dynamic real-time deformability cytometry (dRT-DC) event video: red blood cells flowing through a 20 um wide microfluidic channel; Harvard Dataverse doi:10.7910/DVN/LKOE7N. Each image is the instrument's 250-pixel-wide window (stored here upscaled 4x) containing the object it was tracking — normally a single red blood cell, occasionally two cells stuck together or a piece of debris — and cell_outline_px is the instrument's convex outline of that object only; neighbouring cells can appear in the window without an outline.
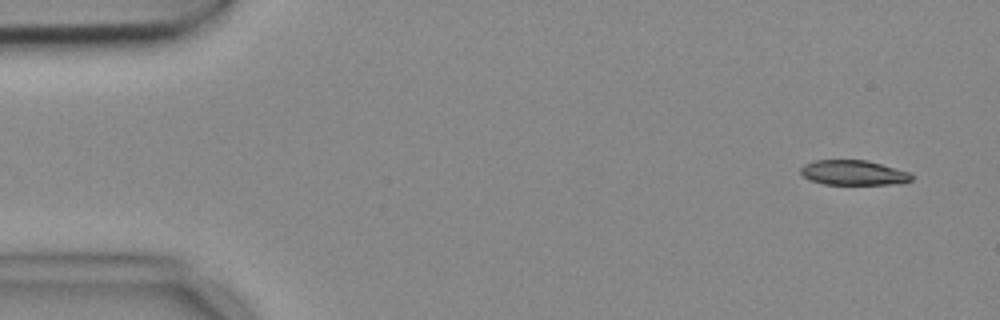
{"species": "common noctule bat (a hibernating species)", "species_latin": "Nyctalus noctula", "temperature_condition": "cold", "stored_images_in_passage": 4, "camera_frame_rate_fps": 3000, "um_per_image_px": 0.085, "animal": {"sex": "female", "body_mass_g": 18.4}, "frame": {"image": 1, "passage_image": 1, "time_ms": 0.0, "image_size_px": [1000, 320], "cell_outline_px": [[912, 180], [904, 184], [824, 184], [812, 180], [804, 176], [800, 172], [800, 168], [804, 164], [816, 160], [868, 160], [908, 172], [912, 176]], "centroid_in_image_um": [72.56, 14.68], "position_along_channel_um": 12.4, "area_um2": 16.01}}
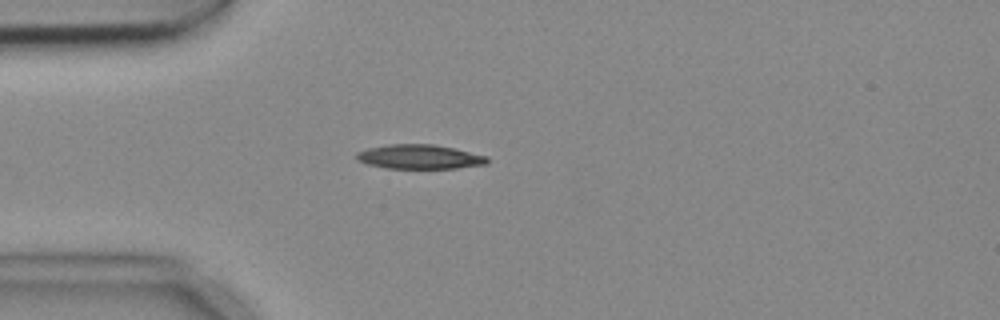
{"frame": {"image": 2, "passage_image": 4, "time_ms": 1.0, "image_size_px": [1000, 320], "cell_outline_px": [[488, 164], [456, 168], [384, 168], [368, 164], [356, 160], [356, 152], [368, 148], [388, 144], [432, 144], [452, 148], [488, 156]], "centroid_in_image_um": [35.64, 13.33], "position_along_channel_um": 49.4, "area_um2": 18.5}}